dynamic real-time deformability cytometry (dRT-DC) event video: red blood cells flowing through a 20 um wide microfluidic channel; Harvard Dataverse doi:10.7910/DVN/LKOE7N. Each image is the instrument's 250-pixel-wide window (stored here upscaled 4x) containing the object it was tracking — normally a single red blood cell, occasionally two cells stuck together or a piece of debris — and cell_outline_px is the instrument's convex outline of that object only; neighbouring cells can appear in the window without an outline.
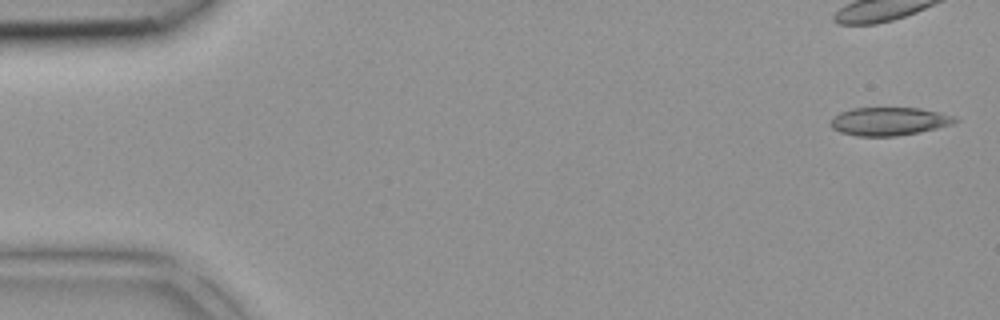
{"species": "common noctule bat (a hibernating species)", "species_latin": "Nyctalus noctula", "temperature_condition": "room temperature", "stored_images_in_passage": 42, "camera_frame_rate_fps": 3000, "um_per_image_px": 0.085, "animal": {"sex": "female", "body_mass_g": 18.4}, "frame": {"image": 1, "passage_image": 1, "time_ms": 0.0, "image_size_px": [1000, 320], "cell_outline_px": [[960, 120], [952, 124], [920, 132], [896, 136], [856, 136], [840, 132], [832, 128], [828, 124], [832, 116], [840, 112], [852, 108], [920, 108], [940, 112], [956, 116]], "centroid_in_image_um": [75.56, 10.31], "position_along_channel_um": 9.4, "area_um2": 20.69}}